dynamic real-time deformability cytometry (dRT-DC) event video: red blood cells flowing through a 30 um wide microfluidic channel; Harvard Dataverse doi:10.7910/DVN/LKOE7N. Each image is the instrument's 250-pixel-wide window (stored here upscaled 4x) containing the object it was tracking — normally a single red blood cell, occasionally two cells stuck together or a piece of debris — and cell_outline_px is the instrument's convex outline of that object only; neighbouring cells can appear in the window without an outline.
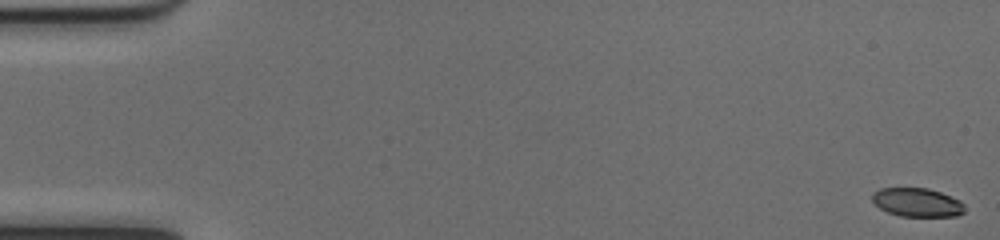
{"species": "common noctule bat (a hibernating species)", "species_latin": "Nyctalus noctula", "temperature_condition": "cold", "stored_images_in_passage": 52, "camera_frame_rate_fps": 3000, "um_per_image_px": 0.085, "animal": {"sex": "female", "body_mass_g": 17.0, "forearm_length_mm": 48.0}, "frame": {"image": 1, "passage_image": 1, "time_ms": 0.0, "image_size_px": [1000, 240], "cell_outline_px": [[964, 212], [956, 216], [900, 216], [888, 212], [880, 208], [872, 200], [872, 192], [880, 188], [928, 188], [940, 192], [960, 200], [964, 204]], "centroid_in_image_um": [77.95, 17.2], "position_along_channel_um": 7.0, "area_um2": 15.43}}
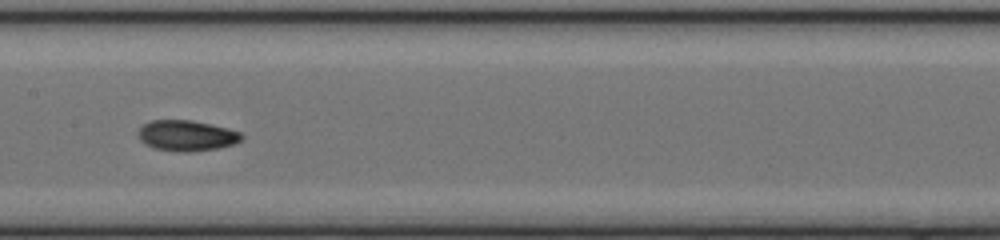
{"frame": {"image": 2, "passage_image": 27, "time_ms": 8.667, "image_size_px": [1000, 240], "cell_outline_px": [[244, 140], [236, 144], [220, 148], [188, 152], [180, 152], [152, 148], [144, 144], [140, 140], [140, 128], [144, 124], [152, 120], [192, 120], [228, 128], [240, 132], [244, 136]], "centroid_in_image_um": [15.92, 11.54], "position_along_channel_um": 191.5, "area_um2": 18.67}}
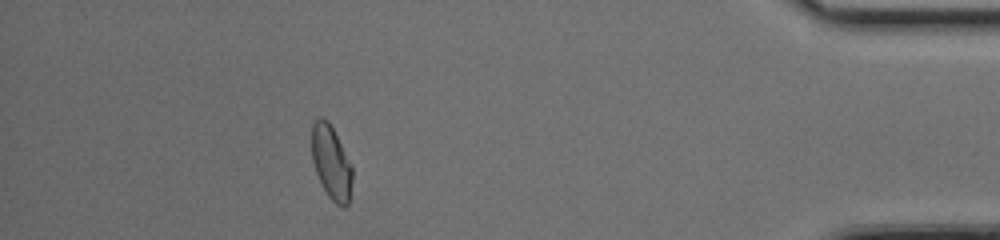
{"frame": {"image": 3, "passage_image": 47, "time_ms": 15.333, "image_size_px": [1000, 240], "cell_outline_px": [[352, 180], [348, 204], [344, 208], [336, 204], [328, 196], [316, 172], [312, 160], [312, 124], [320, 116], [324, 116], [328, 120], [352, 164]], "centroid_in_image_um": [28.16, 13.79], "position_along_channel_um": 407.0, "area_um2": 17.4}, "authors_computed_cell_mechanics": {"area_um2": 17.5134, "velocity_mm_per_s": 4.0088, "shape_relaxation_time_tau1_ms": 8.4308, "shape_relaxation_time_tau2_ms": 1.9409, "deformation_change_tau1": 0.1763, "deformation_change_tau2": 0.0632}}